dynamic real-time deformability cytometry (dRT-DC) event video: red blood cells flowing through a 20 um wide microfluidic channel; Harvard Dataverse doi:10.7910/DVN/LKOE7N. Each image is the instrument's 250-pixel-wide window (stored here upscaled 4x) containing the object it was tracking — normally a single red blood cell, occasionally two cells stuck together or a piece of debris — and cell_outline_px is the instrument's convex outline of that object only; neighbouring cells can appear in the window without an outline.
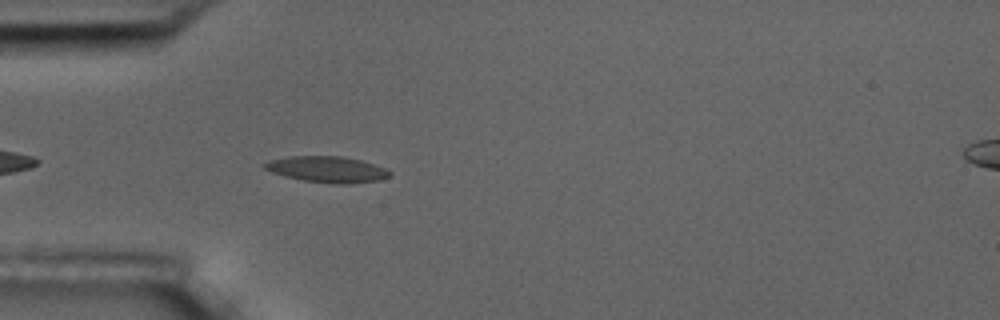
{"species": "common noctule bat (a hibernating species)", "species_latin": "Nyctalus noctula", "temperature_condition": "room temperature", "stored_images_in_passage": 1, "camera_frame_rate_fps": 3000, "um_per_image_px": 0.085, "animal": {"sex": "male", "body_mass_g": 17.5, "forearm_length_mm": 52.3}, "frame": {"image": 1, "passage_image": 1, "time_ms": 0.0, "image_size_px": [1000, 320], "cell_outline_px": [[392, 172], [388, 176], [380, 180], [344, 184], [332, 184], [304, 180], [284, 176], [272, 172], [264, 168], [260, 164], [268, 160], [288, 156], [340, 156], [360, 160], [388, 168]], "centroid_in_image_um": [27.78, 14.39], "position_along_channel_um": 57.2, "area_um2": 19.13}}